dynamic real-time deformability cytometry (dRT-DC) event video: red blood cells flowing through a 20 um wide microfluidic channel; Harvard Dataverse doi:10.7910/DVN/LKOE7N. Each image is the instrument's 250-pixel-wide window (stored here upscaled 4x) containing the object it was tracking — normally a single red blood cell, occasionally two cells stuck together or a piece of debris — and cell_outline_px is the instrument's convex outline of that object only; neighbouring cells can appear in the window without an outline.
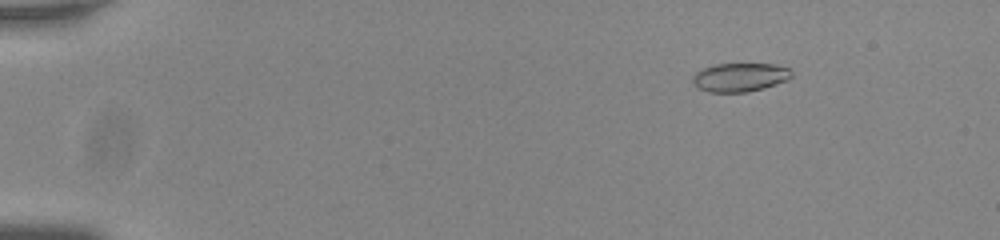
{"species": "common noctule bat (a hibernating species)", "species_latin": "Nyctalus noctula", "temperature_condition": "room temperature", "stored_images_in_passage": 57, "camera_frame_rate_fps": 3000, "um_per_image_px": 0.085, "animal": {"sex": "male", "body_mass_g": 20.0, "forearm_length_mm": 53.3}, "frame": {"image": 1, "passage_image": 9, "time_ms": 2.667, "image_size_px": [1000, 240], "cell_outline_px": [[792, 76], [788, 80], [764, 88], [748, 92], [708, 92], [696, 88], [692, 84], [692, 76], [696, 72], [704, 68], [716, 64], [776, 64], [792, 68]], "centroid_in_image_um": [62.9, 6.57], "position_along_channel_um": 22.1, "area_um2": 16.82}}
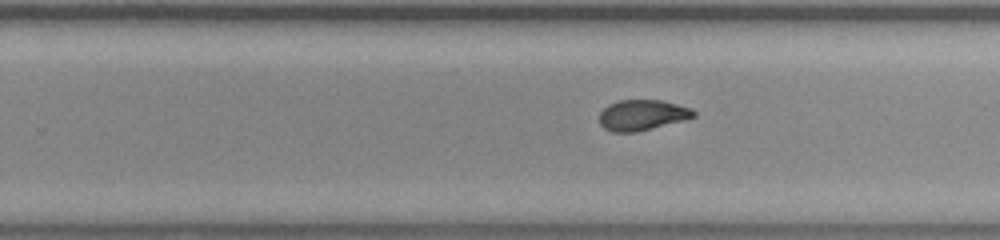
{"frame": {"image": 2, "passage_image": 38, "time_ms": 12.333, "image_size_px": [1000, 240], "cell_outline_px": [[696, 116], [684, 120], [636, 132], [612, 132], [604, 128], [600, 124], [600, 112], [608, 104], [620, 100], [660, 100], [692, 108], [696, 112]], "centroid_in_image_um": [54.59, 9.78], "position_along_channel_um": 275.2, "area_um2": 16.76}}
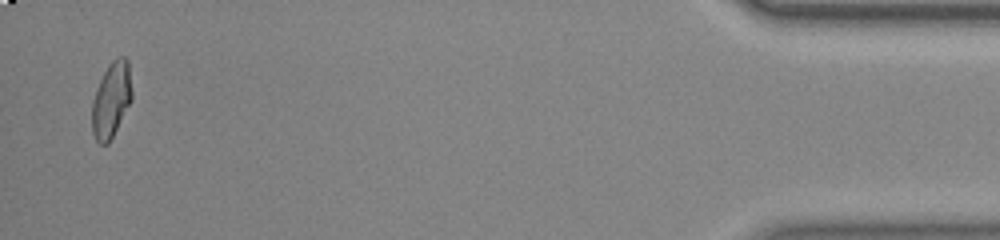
{"frame": {"image": 3, "passage_image": 56, "time_ms": 18.333, "image_size_px": [1000, 240], "cell_outline_px": [[132, 100], [108, 144], [100, 144], [96, 140], [92, 132], [92, 100], [96, 88], [108, 64], [116, 56], [124, 56], [128, 60], [132, 92]], "centroid_in_image_um": [9.46, 8.46], "position_along_channel_um": 425.7, "area_um2": 17.63}, "authors_computed_cell_mechanics": {"area_um2": 17.5134, "velocity_mm_per_s": 3.7691, "shape_relaxation_time_tau1_ms": 5.6636, "shape_relaxation_time_tau2_ms": 1.5308, "deformation_change_tau1": 0.1523, "deformation_change_tau2": 0.066}}